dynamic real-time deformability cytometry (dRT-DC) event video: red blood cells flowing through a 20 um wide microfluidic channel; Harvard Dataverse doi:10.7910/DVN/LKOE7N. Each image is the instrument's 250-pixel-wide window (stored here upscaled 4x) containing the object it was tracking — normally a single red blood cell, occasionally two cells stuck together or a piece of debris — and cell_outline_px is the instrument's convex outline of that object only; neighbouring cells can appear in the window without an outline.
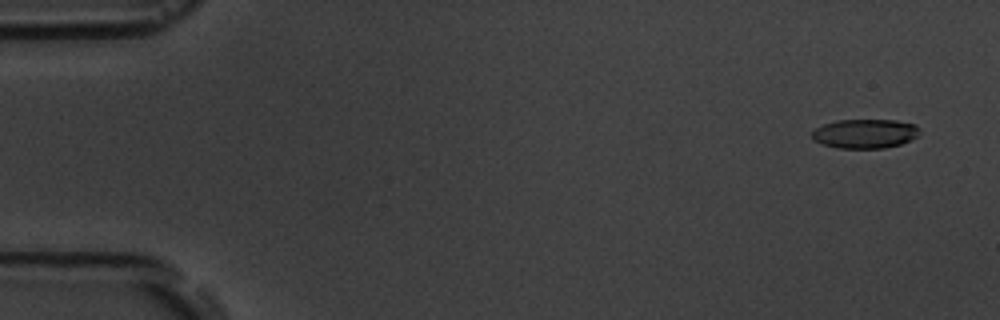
{"species": "common noctule bat (a hibernating species)", "species_latin": "Nyctalus noctula", "temperature_condition": "room temperature", "stored_images_in_passage": 5, "camera_frame_rate_fps": 3000, "um_per_image_px": 0.085, "animal": {"sex": "male", "body_mass_g": 19.5, "forearm_length_mm": 54.6}, "frame": {"image": 1, "passage_image": 1, "time_ms": 0.0, "image_size_px": [1000, 320], "cell_outline_px": [[920, 136], [900, 144], [884, 148], [836, 148], [812, 140], [812, 132], [816, 128], [824, 124], [836, 120], [896, 120], [916, 124], [920, 128]], "centroid_in_image_um": [73.56, 11.35], "position_along_channel_um": 11.4, "area_um2": 18.5}}
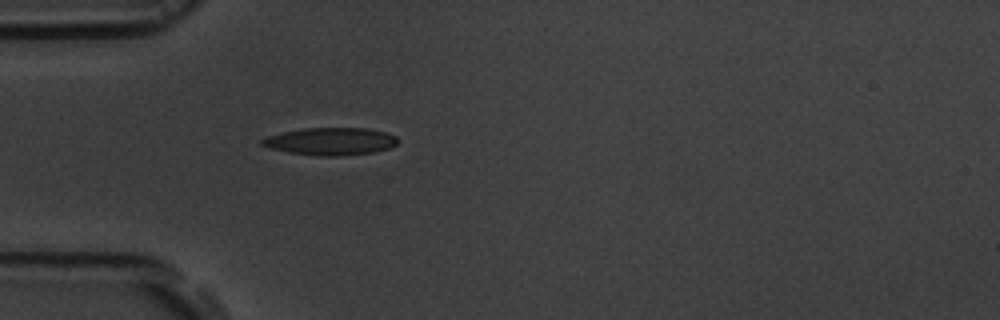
{"frame": {"image": 2, "passage_image": 5, "time_ms": 4.667, "image_size_px": [1000, 320], "cell_outline_px": [[400, 140], [396, 144], [388, 148], [372, 152], [344, 156], [320, 156], [288, 152], [268, 148], [260, 144], [260, 140], [268, 136], [284, 132], [304, 128], [368, 128], [384, 132], [396, 136]], "centroid_in_image_um": [28.1, 12.02], "position_along_channel_um": 56.9, "area_um2": 21.73}}